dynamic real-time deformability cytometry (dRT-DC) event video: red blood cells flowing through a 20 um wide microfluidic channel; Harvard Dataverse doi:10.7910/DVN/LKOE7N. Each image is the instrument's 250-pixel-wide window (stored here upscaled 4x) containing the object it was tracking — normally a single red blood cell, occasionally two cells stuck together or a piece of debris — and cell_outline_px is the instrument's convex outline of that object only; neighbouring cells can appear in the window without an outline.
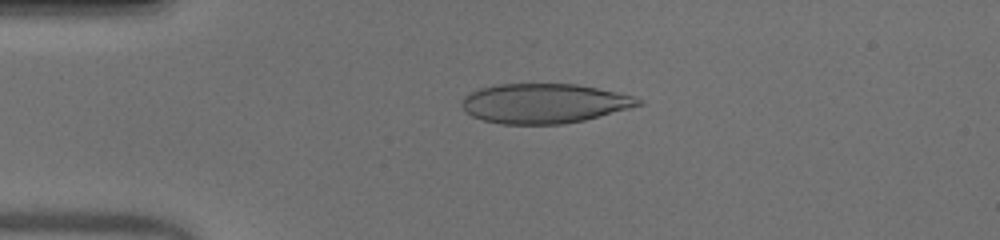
{"species": "human", "species_latin": "Homo sapiens", "temperature_condition": "warm", "stored_images_in_passage": 50, "camera_frame_rate_fps": 3000, "um_per_image_px": 0.085, "donor": {"sex": "male"}, "frame": {"image": 1, "passage_image": 11, "time_ms": 3.333, "image_size_px": [1000, 240], "cell_outline_px": [[644, 104], [584, 120], [564, 124], [500, 124], [484, 120], [472, 116], [460, 104], [460, 100], [464, 96], [480, 88], [496, 84], [576, 84], [596, 88], [632, 96], [644, 100]], "centroid_in_image_um": [46.23, 8.79], "position_along_channel_um": 38.8, "area_um2": 40.58}}
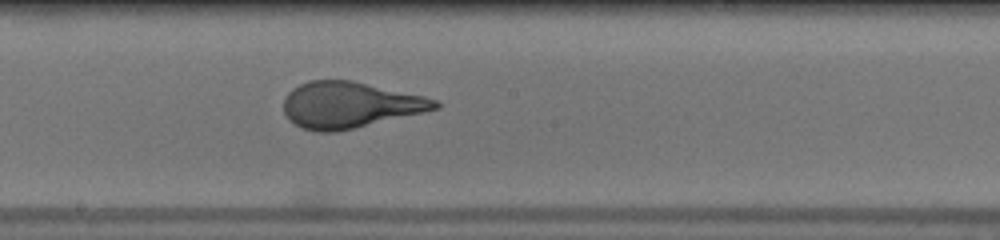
{"frame": {"image": 2, "passage_image": 27, "time_ms": 8.667, "image_size_px": [1000, 240], "cell_outline_px": [[440, 108], [424, 112], [336, 132], [316, 132], [304, 128], [288, 120], [284, 112], [284, 100], [288, 92], [292, 88], [308, 80], [352, 80], [424, 96], [436, 100], [440, 104]], "centroid_in_image_um": [29.71, 8.91], "position_along_channel_um": 218.5, "area_um2": 40.58}}
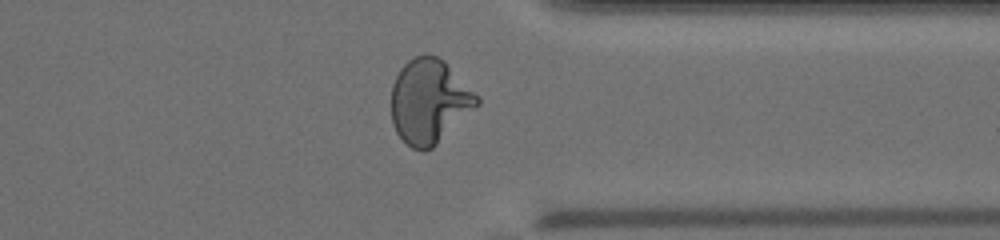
{"frame": {"image": 3, "passage_image": 39, "time_ms": 12.667, "image_size_px": [1000, 240], "cell_outline_px": [[480, 104], [476, 108], [432, 148], [424, 152], [420, 152], [412, 148], [396, 132], [392, 124], [392, 84], [400, 68], [408, 60], [424, 52], [428, 52], [444, 60], [480, 96]], "centroid_in_image_um": [36.51, 8.59], "position_along_channel_um": 374.9, "area_um2": 42.54}, "authors_computed_cell_mechanics": {"area_um2": 40.9513, "velocity_mm_per_s": 3.9955, "shape_relaxation_time_tau1_ms": 7.5693, "shape_relaxation_time_tau2_ms": null, "deformation_change_tau1": 0.3165, "deformation_change_tau2": null}}